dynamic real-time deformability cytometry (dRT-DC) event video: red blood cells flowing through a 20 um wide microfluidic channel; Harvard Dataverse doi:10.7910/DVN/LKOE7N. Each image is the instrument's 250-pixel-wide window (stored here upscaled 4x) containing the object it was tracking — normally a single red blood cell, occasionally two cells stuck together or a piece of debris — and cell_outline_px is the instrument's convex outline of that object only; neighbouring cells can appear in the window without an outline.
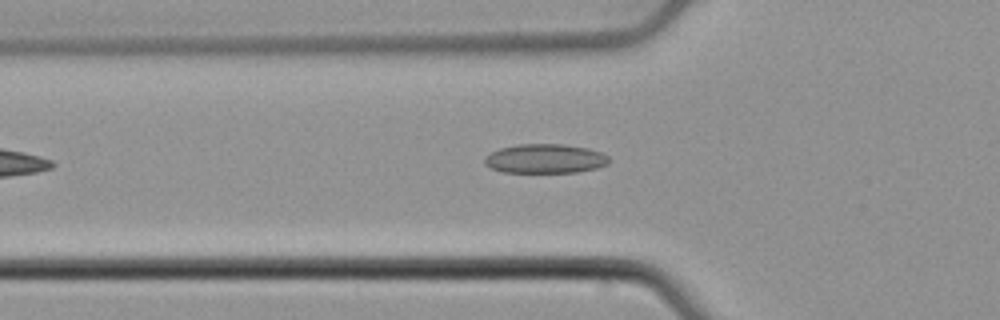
{"species": "common noctule bat (a hibernating species)", "species_latin": "Nyctalus noctula", "temperature_condition": "cold", "stored_images_in_passage": 41, "camera_frame_rate_fps": 3000, "um_per_image_px": 0.085, "animal": {"sex": "male", "body_mass_g": 21.5, "forearm_length_mm": 52.0}, "frame": {"image": 1, "passage_image": 6, "time_ms": 1.667, "image_size_px": [1000, 320], "cell_outline_px": [[612, 160], [608, 164], [596, 168], [576, 172], [504, 172], [492, 168], [484, 164], [484, 156], [500, 148], [516, 144], [564, 144], [588, 148], [600, 152], [608, 156]], "centroid_in_image_um": [46.35, 13.48], "position_along_channel_um": 79.5, "area_um2": 21.27}}
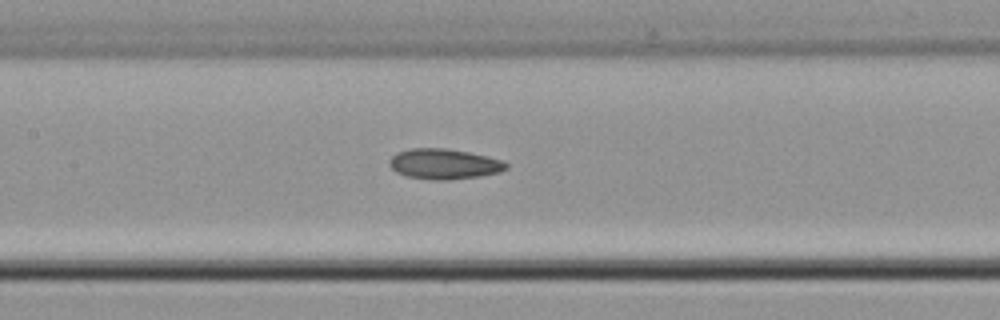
{"frame": {"image": 2, "passage_image": 13, "time_ms": 4.0, "image_size_px": [1000, 320], "cell_outline_px": [[508, 168], [500, 172], [480, 176], [448, 180], [436, 180], [408, 176], [396, 172], [388, 164], [388, 160], [396, 152], [412, 148], [448, 148], [488, 156], [500, 160], [508, 164]], "centroid_in_image_um": [37.74, 13.93], "position_along_channel_um": 169.7, "area_um2": 20.69}}
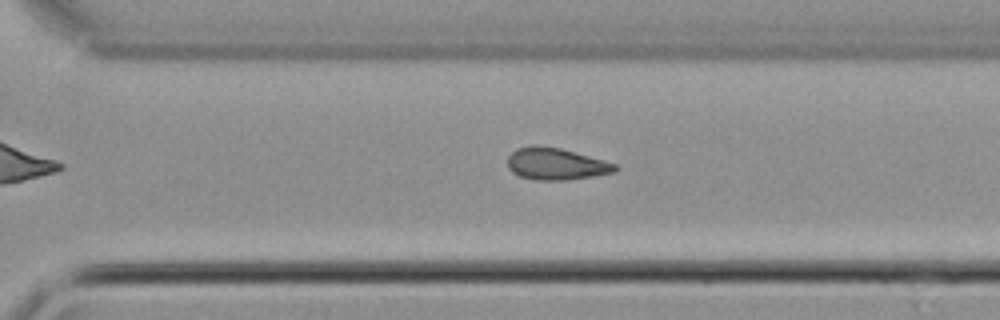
{"frame": {"image": 3, "passage_image": 25, "time_ms": 8.0, "image_size_px": [1000, 320], "cell_outline_px": [[620, 168], [616, 172], [568, 180], [536, 180], [520, 176], [512, 172], [508, 168], [508, 156], [516, 148], [532, 144], [536, 144], [560, 148], [604, 160], [616, 164]], "centroid_in_image_um": [47.25, 13.92], "position_along_channel_um": 323.3, "area_um2": 20.17}, "authors_computed_cell_mechanics": {"area_um2": 19.8254, "velocity_mm_per_s": 3.8468, "shape_relaxation_time_tau1_ms": null, "shape_relaxation_time_tau2_ms": 5.1139, "deformation_change_tau1": null, "deformation_change_tau2": 0.1086}}